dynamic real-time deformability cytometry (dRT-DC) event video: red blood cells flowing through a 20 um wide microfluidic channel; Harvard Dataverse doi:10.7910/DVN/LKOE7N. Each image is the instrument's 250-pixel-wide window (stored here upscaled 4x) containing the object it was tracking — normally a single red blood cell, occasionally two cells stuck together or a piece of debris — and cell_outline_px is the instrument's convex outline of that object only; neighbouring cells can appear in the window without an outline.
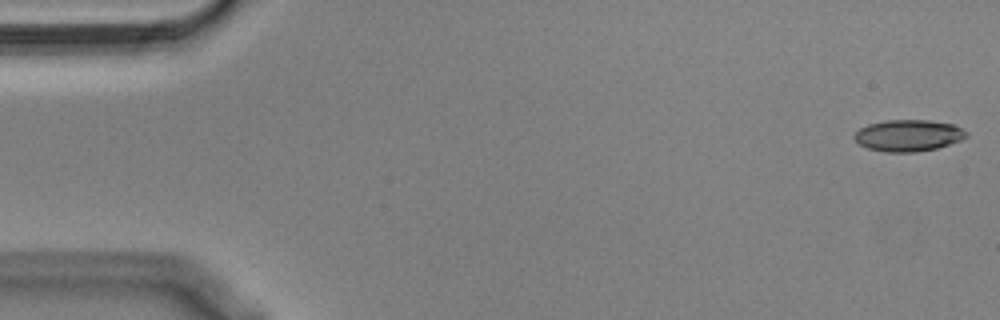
{"species": "Egyptian fruit bat (a non-hibernating species)", "species_latin": "Rousettus aegyptiacus", "temperature_condition": "cold", "stored_images_in_passage": 55, "camera_frame_rate_fps": 3000, "um_per_image_px": 0.085, "animal": {"sex": "male"}, "frame": {"image": 1, "passage_image": 1, "time_ms": 0.0, "image_size_px": [1000, 320], "cell_outline_px": [[968, 136], [960, 140], [936, 148], [916, 152], [884, 152], [868, 148], [860, 144], [852, 136], [860, 128], [868, 124], [888, 120], [928, 120], [952, 124], [968, 132]], "centroid_in_image_um": [77.19, 11.51], "position_along_channel_um": 7.8, "area_um2": 20.46}}
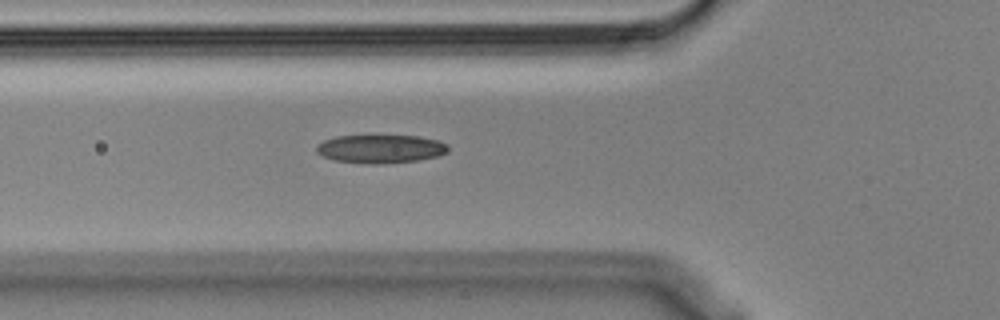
{"frame": {"image": 2, "passage_image": 19, "time_ms": 6.0, "image_size_px": [1000, 320], "cell_outline_px": [[448, 152], [440, 156], [416, 160], [376, 164], [372, 164], [332, 160], [316, 152], [316, 144], [324, 140], [336, 136], [420, 136], [436, 140], [448, 144]], "centroid_in_image_um": [32.34, 12.65], "position_along_channel_um": 93.5, "area_um2": 21.73}}
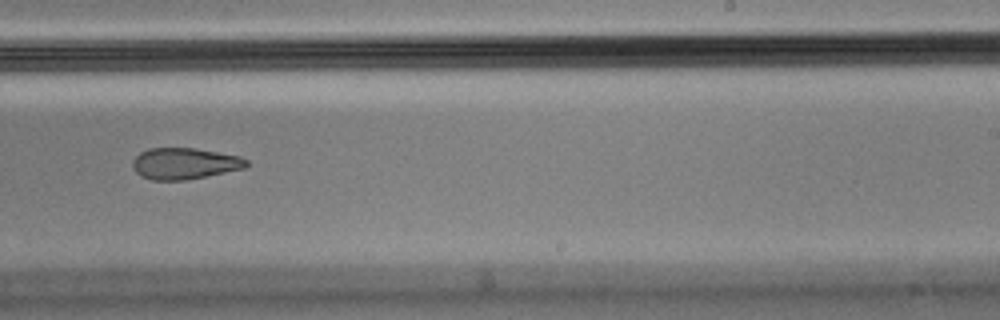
{"frame": {"image": 3, "passage_image": 34, "time_ms": 11.0, "image_size_px": [1000, 320], "cell_outline_px": [[248, 164], [244, 168], [184, 180], [152, 180], [140, 176], [132, 168], [132, 160], [140, 152], [148, 148], [192, 148], [240, 156], [248, 160]], "centroid_in_image_um": [15.63, 13.9], "position_along_channel_um": 273.4, "area_um2": 20.63}, "authors_computed_cell_mechanics": {"area_um2": 21.7328, "velocity_mm_per_s": 3.593, "shape_relaxation_time_tau1_ms": 10.4247, "shape_relaxation_time_tau2_ms": 10.0757, "deformation_change_tau1": 0.2137, "deformation_change_tau2": 0.1889}}